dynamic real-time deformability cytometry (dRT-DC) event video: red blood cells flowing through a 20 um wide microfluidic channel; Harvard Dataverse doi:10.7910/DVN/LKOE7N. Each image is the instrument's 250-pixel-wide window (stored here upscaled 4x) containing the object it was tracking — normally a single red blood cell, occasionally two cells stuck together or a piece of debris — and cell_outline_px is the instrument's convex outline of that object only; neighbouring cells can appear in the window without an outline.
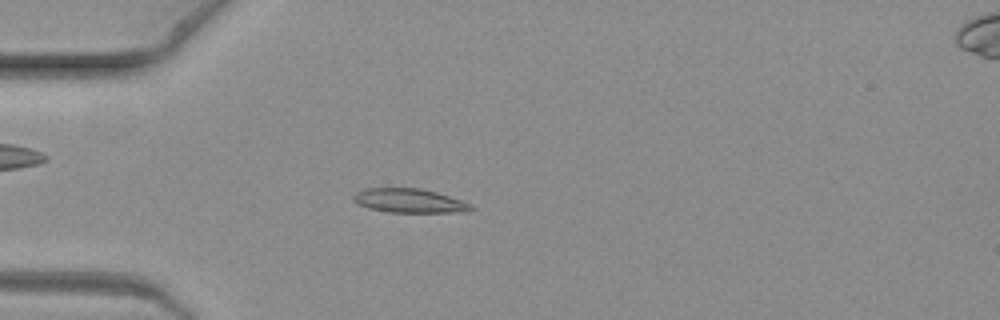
{"species": "common noctule bat (a hibernating species)", "species_latin": "Nyctalus noctula", "temperature_condition": "warm", "stored_images_in_passage": 7, "camera_frame_rate_fps": 3000, "um_per_image_px": 0.085, "animal": {"sex": "female", "body_mass_g": 19.3, "forearm_length_mm": 54.1}, "frame": {"image": 1, "passage_image": 5, "time_ms": 1.333, "image_size_px": [1000, 320], "cell_outline_px": [[476, 208], [460, 212], [388, 212], [368, 208], [356, 204], [352, 200], [352, 196], [356, 192], [364, 188], [420, 188], [436, 192], [472, 204]], "centroid_in_image_um": [34.73, 17.06], "position_along_channel_um": 50.3, "area_um2": 16.53}}
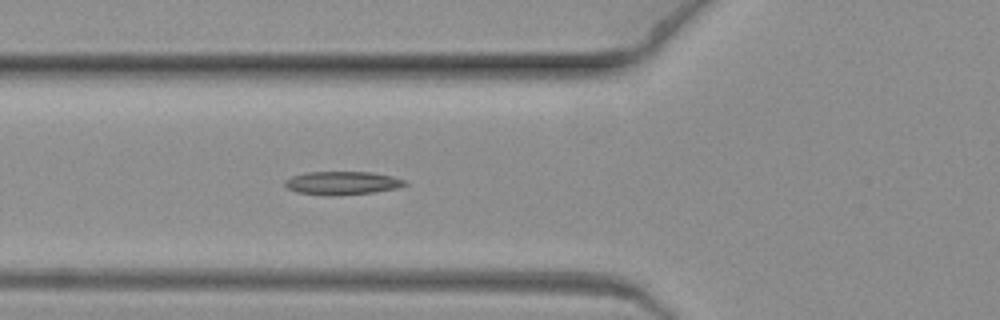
{"frame": {"image": 2, "passage_image": 7, "time_ms": 2.0, "image_size_px": [1000, 320], "cell_outline_px": [[408, 184], [400, 188], [372, 192], [332, 196], [324, 196], [296, 192], [288, 188], [284, 184], [284, 180], [292, 176], [304, 172], [368, 172], [392, 176], [404, 180]], "centroid_in_image_um": [29.06, 15.56], "position_along_channel_um": 96.7, "area_um2": 16.42}}